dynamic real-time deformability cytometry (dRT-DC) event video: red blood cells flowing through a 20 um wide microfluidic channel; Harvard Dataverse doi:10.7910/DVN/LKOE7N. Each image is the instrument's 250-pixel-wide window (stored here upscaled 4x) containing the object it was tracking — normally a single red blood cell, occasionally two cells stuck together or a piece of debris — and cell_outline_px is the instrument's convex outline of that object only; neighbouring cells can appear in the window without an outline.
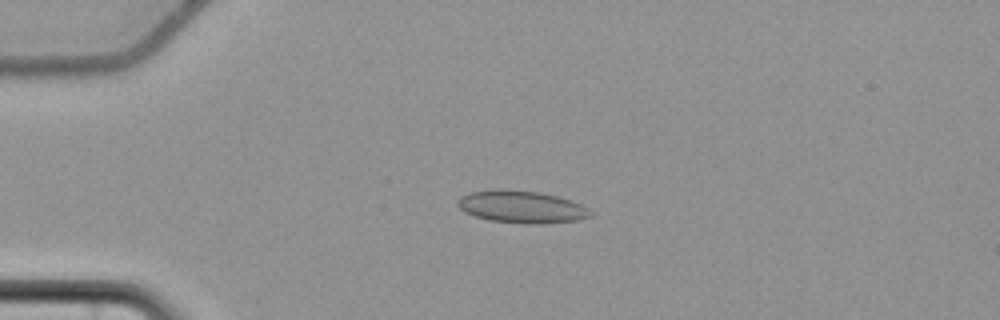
{"species": "common noctule bat (a hibernating species)", "species_latin": "Nyctalus noctula", "temperature_condition": "cold", "stored_images_in_passage": 58, "camera_frame_rate_fps": 3000, "um_per_image_px": 0.085, "animal": {"sex": "female", "body_mass_g": 22.7, "forearm_length_mm": 54.2}, "frame": {"image": 1, "passage_image": 15, "time_ms": 4.667, "image_size_px": [1000, 320], "cell_outline_px": [[596, 212], [592, 216], [576, 220], [540, 224], [524, 224], [492, 220], [476, 216], [464, 212], [456, 204], [460, 196], [472, 192], [540, 192], [572, 200]], "centroid_in_image_um": [44.43, 17.63], "position_along_channel_um": 40.6, "area_um2": 24.16}}
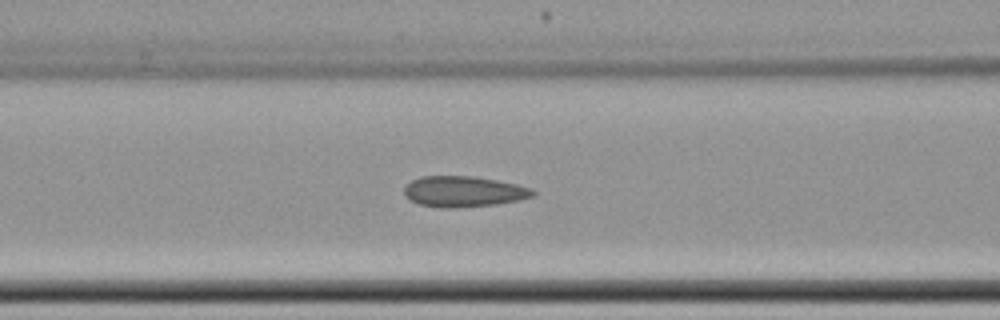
{"frame": {"image": 2, "passage_image": 25, "time_ms": 8.0, "image_size_px": [1000, 320], "cell_outline_px": [[536, 196], [520, 200], [496, 204], [452, 208], [440, 208], [420, 204], [404, 196], [404, 188], [412, 180], [420, 176], [476, 176], [516, 184], [532, 188], [536, 192]], "centroid_in_image_um": [39.44, 16.28], "position_along_channel_um": 127.2, "area_um2": 23.18}}
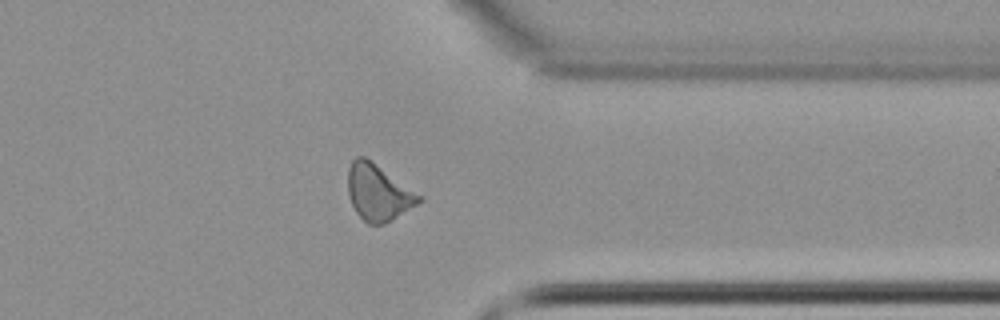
{"frame": {"image": 3, "passage_image": 46, "time_ms": 15.0, "image_size_px": [1000, 320], "cell_outline_px": [[424, 200], [392, 220], [384, 224], [368, 224], [356, 212], [348, 196], [348, 168], [352, 160], [356, 156], [364, 156], [424, 196]], "centroid_in_image_um": [32.17, 16.36], "position_along_channel_um": 379.2, "area_um2": 23.35}, "authors_computed_cell_mechanics": {"area_um2": 22.7443, "velocity_mm_per_s": 3.6735, "shape_relaxation_time_tau1_ms": null, "shape_relaxation_time_tau2_ms": 2.7132, "deformation_change_tau1": null, "deformation_change_tau2": 0.0856}}